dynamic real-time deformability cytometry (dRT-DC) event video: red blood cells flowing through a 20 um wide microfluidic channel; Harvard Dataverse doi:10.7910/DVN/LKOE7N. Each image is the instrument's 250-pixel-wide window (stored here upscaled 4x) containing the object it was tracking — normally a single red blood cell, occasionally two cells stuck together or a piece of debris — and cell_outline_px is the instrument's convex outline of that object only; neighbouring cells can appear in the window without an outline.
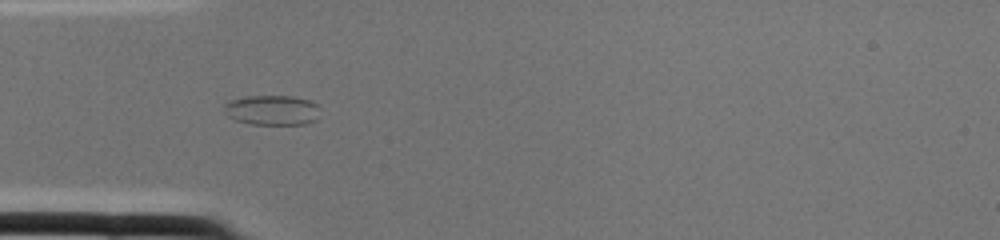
{"species": "common noctule bat (a hibernating species)", "species_latin": "Nyctalus noctula", "temperature_condition": "cold", "stored_images_in_passage": 2, "camera_frame_rate_fps": 3000, "um_per_image_px": 0.085, "animal": {"sex": "female", "body_mass_g": 22.0, "forearm_length_mm": 56.7}, "frame": {"image": 1, "passage_image": 2, "time_ms": 0.333, "image_size_px": [1000, 240], "cell_outline_px": [[316, 120], [308, 124], [248, 124], [236, 120], [228, 116], [224, 112], [224, 104], [228, 100], [244, 96], [292, 96], [312, 100], [316, 104]], "centroid_in_image_um": [23.07, 9.35], "position_along_channel_um": 61.9, "area_um2": 16.82}}